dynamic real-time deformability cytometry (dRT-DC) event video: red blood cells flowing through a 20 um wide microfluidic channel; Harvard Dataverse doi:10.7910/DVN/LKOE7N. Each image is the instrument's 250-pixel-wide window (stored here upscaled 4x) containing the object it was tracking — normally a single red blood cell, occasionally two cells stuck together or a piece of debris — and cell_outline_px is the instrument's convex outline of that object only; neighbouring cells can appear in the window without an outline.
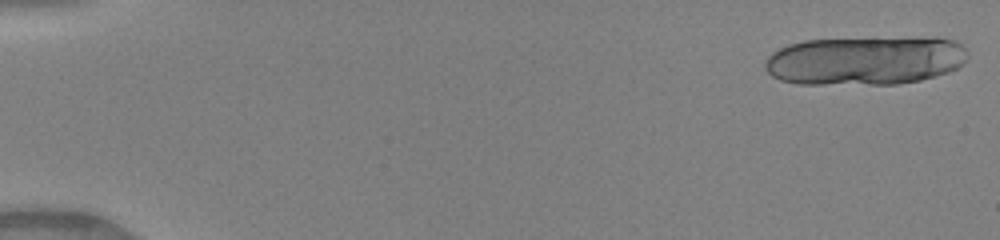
{"species": "human", "species_latin": "Homo sapiens", "temperature_condition": "warm", "stored_images_in_passage": 18, "camera_frame_rate_fps": 3000, "um_per_image_px": 0.085, "donor": {"sex": "female"}, "frame": {"image": 1, "passage_image": 1, "time_ms": 0.0, "image_size_px": [1000, 240], "cell_outline_px": [[968, 60], [956, 68], [948, 72], [936, 76], [920, 80], [896, 84], [796, 84], [780, 80], [772, 76], [764, 68], [764, 64], [768, 56], [772, 52], [788, 44], [804, 40], [936, 36], [956, 40], [968, 52]], "centroid_in_image_um": [73.57, 5.13], "position_along_channel_um": 11.4, "area_um2": 58.67}}